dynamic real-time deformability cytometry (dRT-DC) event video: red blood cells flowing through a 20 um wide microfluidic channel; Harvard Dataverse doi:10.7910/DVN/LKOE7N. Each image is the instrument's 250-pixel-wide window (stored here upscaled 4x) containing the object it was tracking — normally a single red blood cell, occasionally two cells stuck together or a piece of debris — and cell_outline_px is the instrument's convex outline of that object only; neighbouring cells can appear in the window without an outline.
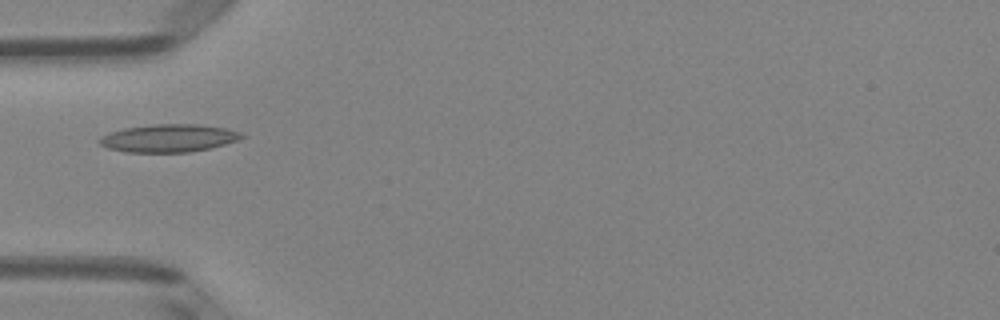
{"species": "Egyptian fruit bat (a non-hibernating species)", "species_latin": "Rousettus aegyptiacus", "temperature_condition": "room temperature", "stored_images_in_passage": 3, "camera_frame_rate_fps": 3000, "um_per_image_px": 0.085, "animal": {"sex": "female"}, "frame": {"image": 1, "passage_image": 2, "time_ms": 0.333, "image_size_px": [1000, 320], "cell_outline_px": [[244, 136], [236, 140], [224, 144], [208, 148], [188, 152], [124, 152], [108, 148], [100, 144], [96, 140], [100, 136], [124, 128], [152, 124], [204, 124], [228, 128], [240, 132]], "centroid_in_image_um": [14.31, 11.73], "position_along_channel_um": 70.7, "area_um2": 23.06}}
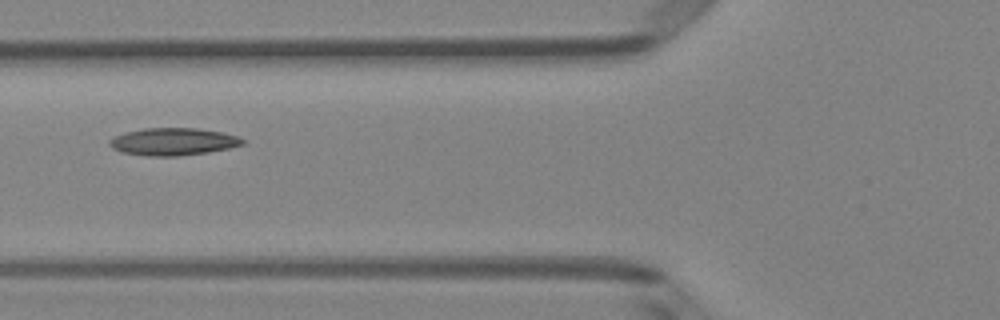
{"frame": {"image": 2, "passage_image": 3, "time_ms": 0.667, "image_size_px": [1000, 320], "cell_outline_px": [[244, 144], [228, 148], [208, 152], [176, 156], [148, 156], [124, 152], [112, 148], [108, 144], [108, 140], [124, 132], [144, 128], [196, 128], [220, 132], [236, 136], [244, 140]], "centroid_in_image_um": [14.68, 12.04], "position_along_channel_um": 111.1, "area_um2": 21.04}}